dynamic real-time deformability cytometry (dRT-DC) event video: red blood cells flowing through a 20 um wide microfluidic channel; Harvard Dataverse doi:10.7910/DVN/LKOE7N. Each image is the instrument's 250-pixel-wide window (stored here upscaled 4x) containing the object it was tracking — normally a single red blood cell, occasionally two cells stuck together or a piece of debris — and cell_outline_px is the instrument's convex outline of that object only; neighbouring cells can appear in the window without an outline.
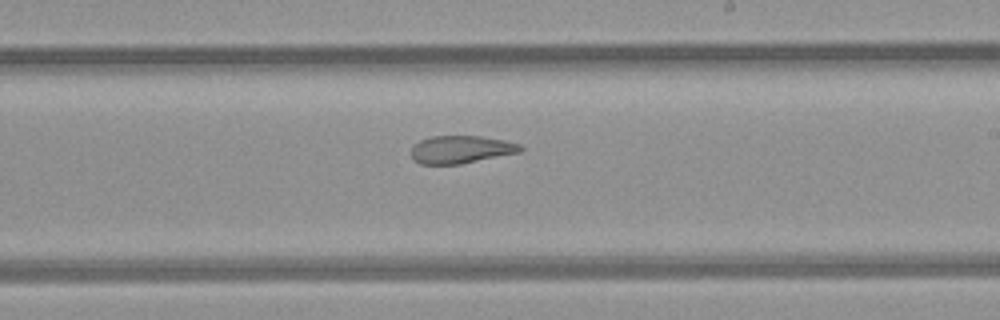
{"species": "common noctule bat (a hibernating species)", "species_latin": "Nyctalus noctula", "temperature_condition": "room temperature", "stored_images_in_passage": 11, "segment_of_instrument_passage": [2, 2], "camera_frame_rate_fps": 3000, "um_per_image_px": 0.085, "animal": {"sex": "female", "body_mass_g": 21.9}, "frame": {"image": 1, "passage_image": 11, "time_ms": 12.333, "image_size_px": [1000, 320], "cell_outline_px": [[524, 148], [520, 152], [460, 164], [420, 164], [412, 160], [412, 148], [420, 140], [432, 136], [480, 136], [504, 140], [520, 144]], "centroid_in_image_um": [39.18, 12.71], "position_along_channel_um": 249.8, "area_um2": 17.57}}